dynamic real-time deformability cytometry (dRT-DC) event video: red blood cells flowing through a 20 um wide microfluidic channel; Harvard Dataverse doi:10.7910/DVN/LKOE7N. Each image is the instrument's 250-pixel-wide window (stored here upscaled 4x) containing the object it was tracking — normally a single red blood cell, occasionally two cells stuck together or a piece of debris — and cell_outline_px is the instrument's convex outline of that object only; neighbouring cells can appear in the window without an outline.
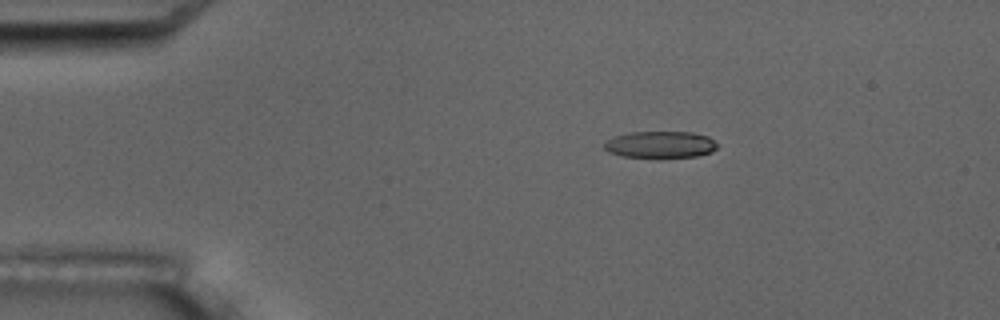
{"species": "common noctule bat (a hibernating species)", "species_latin": "Nyctalus noctula", "temperature_condition": "room temperature", "stored_images_in_passage": 5, "camera_frame_rate_fps": 3000, "um_per_image_px": 0.085, "animal": {"sex": "male", "body_mass_g": 17.5, "forearm_length_mm": 52.3}, "frame": {"image": 1, "passage_image": 3, "time_ms": 2.333, "image_size_px": [1000, 320], "cell_outline_px": [[720, 144], [712, 152], [700, 156], [660, 160], [656, 160], [620, 156], [608, 152], [604, 148], [604, 144], [608, 140], [616, 136], [628, 132], [692, 132], [708, 136]], "centroid_in_image_um": [56.16, 12.34], "position_along_channel_um": 28.8, "area_um2": 18.61}}